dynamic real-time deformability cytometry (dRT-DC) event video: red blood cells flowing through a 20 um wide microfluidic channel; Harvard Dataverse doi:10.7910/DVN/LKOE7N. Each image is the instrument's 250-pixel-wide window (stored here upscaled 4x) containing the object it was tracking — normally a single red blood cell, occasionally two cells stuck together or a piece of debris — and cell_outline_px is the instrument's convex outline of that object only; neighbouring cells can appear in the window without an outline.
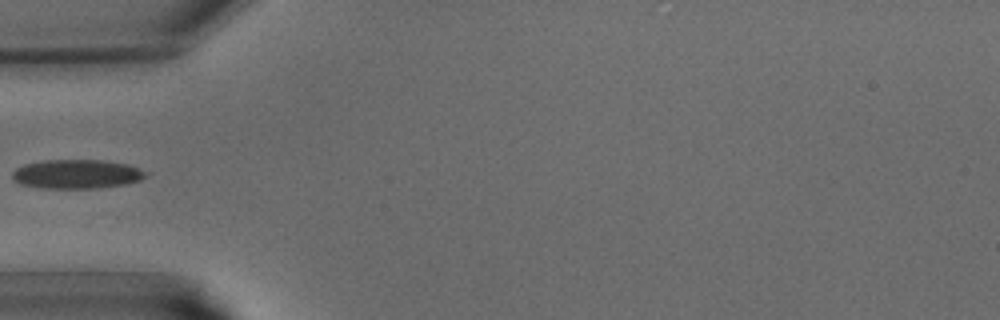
{"species": "common noctule bat (a hibernating species)", "species_latin": "Nyctalus noctula", "temperature_condition": "warm", "stored_images_in_passage": 5, "camera_frame_rate_fps": 3000, "um_per_image_px": 0.085, "animal": {"sex": "male", "body_mass_g": 15.6}, "frame": {"image": 1, "passage_image": 1, "time_ms": 0.0, "image_size_px": [1000, 320], "cell_outline_px": [[152, 172], [148, 176], [140, 180], [124, 184], [96, 188], [44, 188], [20, 184], [12, 180], [12, 172], [16, 168], [24, 164], [44, 160], [104, 160], [128, 164]], "centroid_in_image_um": [6.56, 14.79], "position_along_channel_um": 78.4, "area_um2": 22.89}}
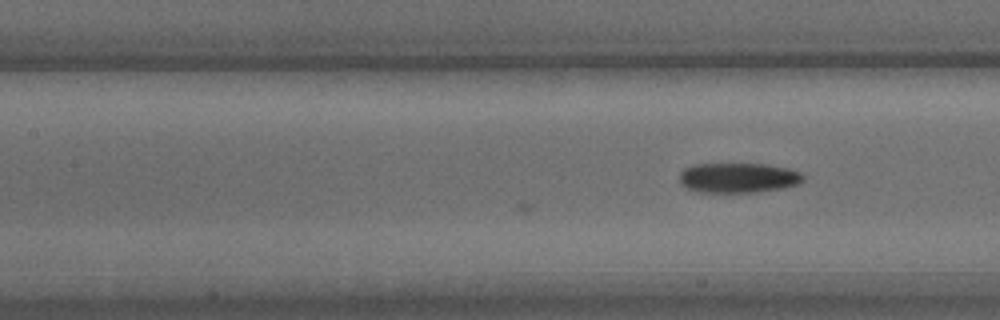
{"frame": {"image": 2, "passage_image": 5, "time_ms": 1.333, "image_size_px": [1000, 320], "cell_outline_px": [[804, 180], [796, 184], [784, 188], [756, 192], [696, 192], [680, 184], [680, 172], [684, 168], [692, 164], [768, 164], [788, 168], [800, 172], [804, 176]], "centroid_in_image_um": [62.74, 15.11], "position_along_channel_um": 144.7, "area_um2": 21.73}}